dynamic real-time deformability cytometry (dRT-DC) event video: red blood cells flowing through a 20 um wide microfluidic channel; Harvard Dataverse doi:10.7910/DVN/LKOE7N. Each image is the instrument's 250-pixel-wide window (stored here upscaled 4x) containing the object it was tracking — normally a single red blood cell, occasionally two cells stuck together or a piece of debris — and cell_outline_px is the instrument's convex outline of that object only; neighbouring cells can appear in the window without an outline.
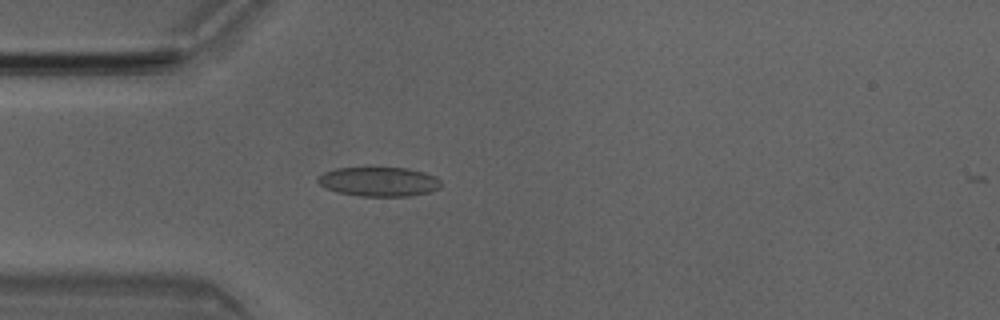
{"species": "Egyptian fruit bat (a non-hibernating species)", "species_latin": "Rousettus aegyptiacus", "temperature_condition": "room temperature", "stored_images_in_passage": 4, "camera_frame_rate_fps": 3000, "um_per_image_px": 0.085, "animal": {"sex": "male"}, "frame": {"image": 1, "passage_image": 4, "time_ms": 1.0, "image_size_px": [1000, 320], "cell_outline_px": [[440, 188], [428, 192], [408, 196], [360, 196], [340, 192], [328, 188], [320, 184], [316, 180], [324, 172], [336, 168], [364, 164], [408, 168], [424, 172], [436, 176], [440, 180]], "centroid_in_image_um": [32.2, 15.37], "position_along_channel_um": 52.8, "area_um2": 21.85}}